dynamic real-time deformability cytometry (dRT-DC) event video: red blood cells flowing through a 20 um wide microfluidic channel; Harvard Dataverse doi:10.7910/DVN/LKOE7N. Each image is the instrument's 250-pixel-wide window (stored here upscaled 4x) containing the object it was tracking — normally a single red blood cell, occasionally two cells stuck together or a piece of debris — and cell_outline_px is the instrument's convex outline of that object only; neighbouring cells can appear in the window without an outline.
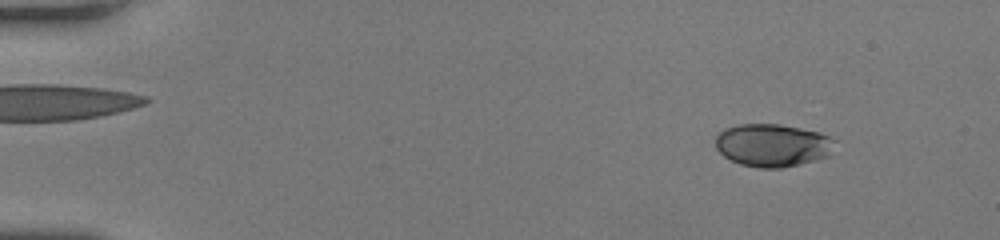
{"species": "human", "species_latin": "Homo sapiens", "temperature_condition": "room temperature", "stored_images_in_passage": 46, "camera_frame_rate_fps": 3000, "um_per_image_px": 0.085, "donor": {"sex": "female"}, "frame": {"image": 1, "passage_image": 7, "time_ms": 2.0, "image_size_px": [1000, 240], "cell_outline_px": [[836, 140], [828, 156], [800, 164], [780, 168], [760, 168], [740, 164], [724, 156], [716, 148], [716, 136], [724, 128], [740, 124], [780, 124], [820, 132]], "centroid_in_image_um": [65.66, 12.34], "position_along_channel_um": 19.3, "area_um2": 29.71}}
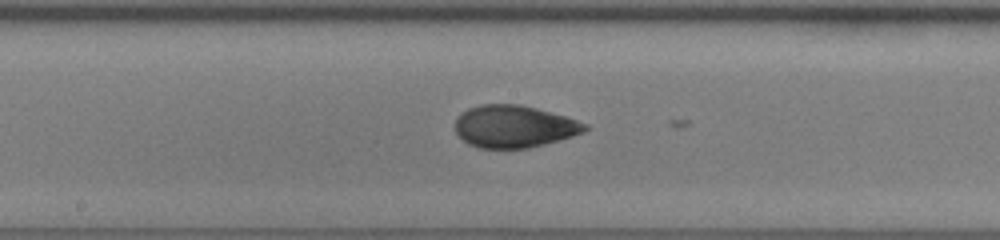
{"frame": {"image": 2, "passage_image": 29, "time_ms": 9.333, "image_size_px": [1000, 240], "cell_outline_px": [[588, 128], [584, 132], [572, 136], [544, 144], [528, 148], [480, 148], [468, 144], [456, 132], [456, 116], [460, 112], [468, 108], [480, 104], [520, 104], [536, 108], [564, 116], [588, 124]], "centroid_in_image_um": [43.67, 10.74], "position_along_channel_um": 204.5, "area_um2": 31.91}}
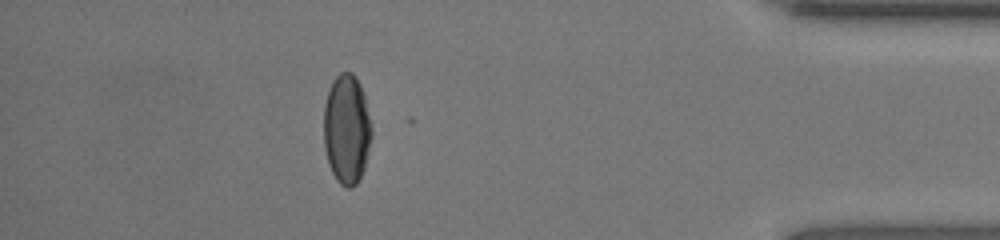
{"frame": {"image": 3, "passage_image": 46, "time_ms": 15.0, "image_size_px": [1000, 240], "cell_outline_px": [[372, 136], [364, 168], [356, 184], [352, 188], [344, 188], [336, 180], [328, 164], [324, 144], [324, 104], [332, 80], [340, 72], [352, 72], [356, 76], [360, 84], [364, 96], [372, 128]], "centroid_in_image_um": [29.46, 10.98], "position_along_channel_um": 405.7, "area_um2": 30.75}, "authors_computed_cell_mechanics": {"area_um2": 31.3276, "velocity_mm_per_s": 4.2559, "shape_relaxation_time_tau1_ms": 4.2695, "shape_relaxation_time_tau2_ms": 1.7034, "deformation_change_tau1": 0.1552, "deformation_change_tau2": 0.0725}}